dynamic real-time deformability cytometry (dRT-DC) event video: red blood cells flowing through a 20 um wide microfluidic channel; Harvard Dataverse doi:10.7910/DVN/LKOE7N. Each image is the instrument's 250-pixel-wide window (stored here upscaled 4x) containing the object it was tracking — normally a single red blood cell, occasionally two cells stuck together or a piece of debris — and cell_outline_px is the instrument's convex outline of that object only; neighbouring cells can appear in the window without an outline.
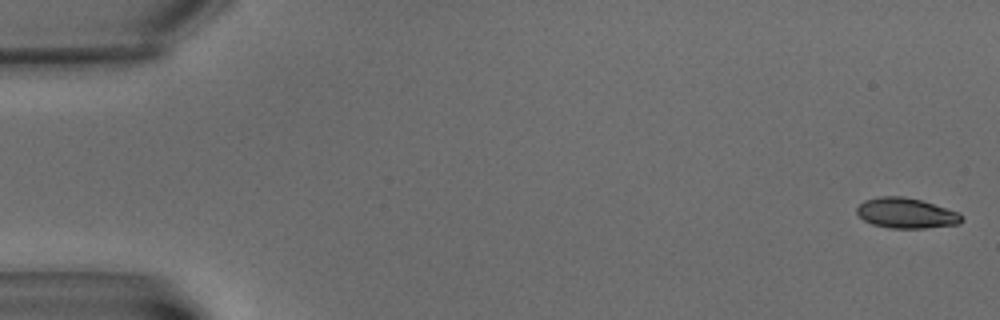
{"species": "common noctule bat (a hibernating species)", "species_latin": "Nyctalus noctula", "temperature_condition": "warm", "stored_images_in_passage": 6, "camera_frame_rate_fps": 3000, "um_per_image_px": 0.085, "animal": {"sex": "male", "body_mass_g": 15.6}, "frame": {"image": 1, "passage_image": 1, "time_ms": 0.0, "image_size_px": [1000, 320], "cell_outline_px": [[964, 220], [960, 224], [924, 228], [888, 228], [872, 224], [864, 220], [856, 212], [856, 208], [864, 200], [880, 196], [904, 196], [920, 200], [960, 212], [964, 216]], "centroid_in_image_um": [77.05, 18.12], "position_along_channel_um": 7.9, "area_um2": 18.67}}
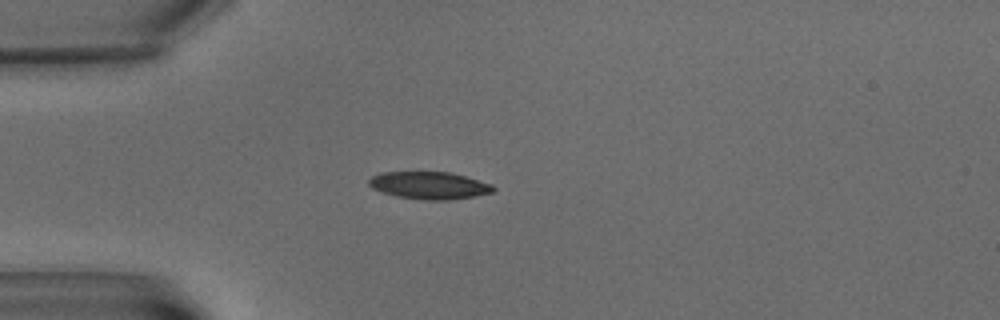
{"frame": {"image": 2, "passage_image": 6, "time_ms": 6.0, "image_size_px": [1000, 320], "cell_outline_px": [[496, 188], [492, 192], [476, 196], [448, 200], [424, 200], [396, 196], [372, 188], [368, 184], [368, 180], [372, 176], [380, 172], [452, 172], [492, 184]], "centroid_in_image_um": [36.5, 15.75], "position_along_channel_um": 48.5, "area_um2": 19.88}}